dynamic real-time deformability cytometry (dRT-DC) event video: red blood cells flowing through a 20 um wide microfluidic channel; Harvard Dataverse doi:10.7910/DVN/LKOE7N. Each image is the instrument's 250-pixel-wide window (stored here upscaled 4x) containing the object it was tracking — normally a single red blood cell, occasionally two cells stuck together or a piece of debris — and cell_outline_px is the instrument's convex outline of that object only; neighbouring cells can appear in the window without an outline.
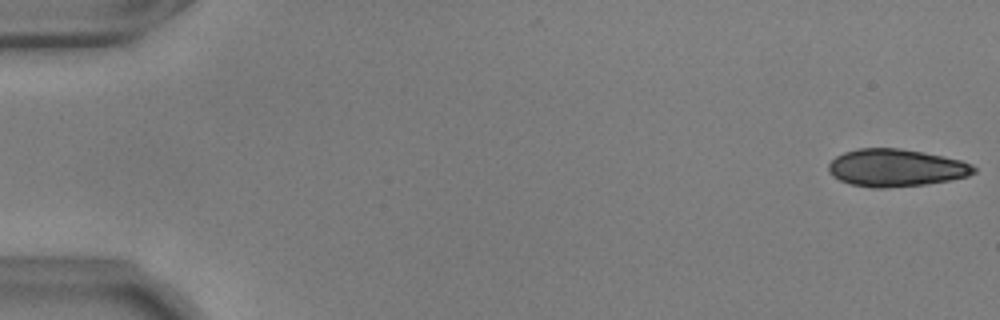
{"species": "common noctule bat (a hibernating species)", "species_latin": "Nyctalus noctula", "temperature_condition": "warm", "stored_images_in_passage": 54, "camera_frame_rate_fps": 3000, "um_per_image_px": 0.085, "animal": {"sex": "male", "body_mass_g": 17.9, "forearm_length_mm": 54.2}, "frame": {"image": 1, "passage_image": 1, "time_ms": 0.0, "image_size_px": [1000, 320], "cell_outline_px": [[976, 172], [968, 176], [948, 180], [924, 184], [884, 188], [872, 188], [852, 184], [840, 180], [832, 176], [828, 172], [828, 164], [836, 156], [844, 152], [856, 148], [900, 148], [924, 152], [960, 160], [972, 164], [976, 168]], "centroid_in_image_um": [76.13, 14.26], "position_along_channel_um": 8.9, "area_um2": 31.73}}
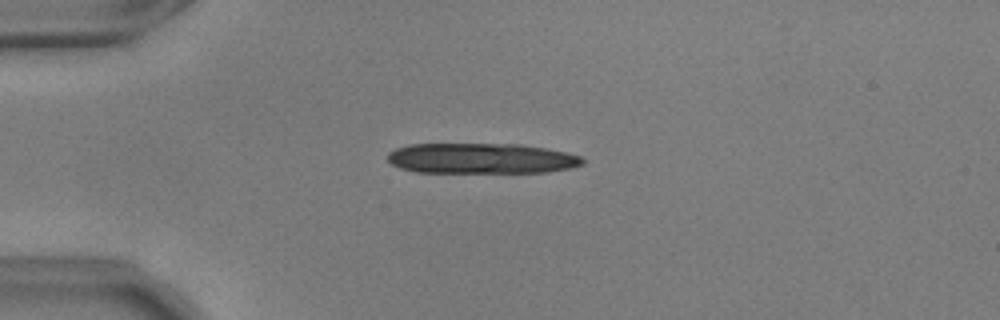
{"frame": {"image": 2, "passage_image": 14, "time_ms": 4.333, "image_size_px": [1000, 320], "cell_outline_px": [[588, 160], [584, 164], [572, 168], [548, 172], [416, 172], [400, 168], [392, 164], [388, 160], [388, 152], [396, 148], [408, 144], [520, 144], [544, 148], [564, 152], [580, 156]], "centroid_in_image_um": [40.93, 13.46], "position_along_channel_um": 44.1, "area_um2": 34.74}}
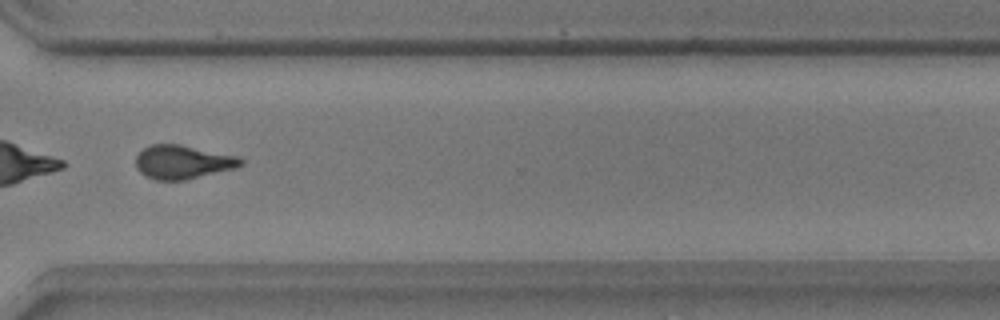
{"frame": {"image": 3, "passage_image": 42, "time_ms": 13.667, "image_size_px": [1000, 320], "cell_outline_px": [[244, 164], [236, 168], [184, 180], [156, 180], [144, 176], [136, 168], [136, 156], [144, 148], [152, 144], [180, 144], [240, 156], [244, 160]], "centroid_in_image_um": [15.56, 13.77], "position_along_channel_um": 355.0, "area_um2": 20.81}, "authors_computed_cell_mechanics": {"area_um2": 22.0796, "velocity_mm_per_s": 3.6779, "shape_relaxation_time_tau1_ms": 3.0307, "shape_relaxation_time_tau2_ms": 1.5028, "deformation_change_tau1": 0.1156, "deformation_change_tau2": 0.0661}}